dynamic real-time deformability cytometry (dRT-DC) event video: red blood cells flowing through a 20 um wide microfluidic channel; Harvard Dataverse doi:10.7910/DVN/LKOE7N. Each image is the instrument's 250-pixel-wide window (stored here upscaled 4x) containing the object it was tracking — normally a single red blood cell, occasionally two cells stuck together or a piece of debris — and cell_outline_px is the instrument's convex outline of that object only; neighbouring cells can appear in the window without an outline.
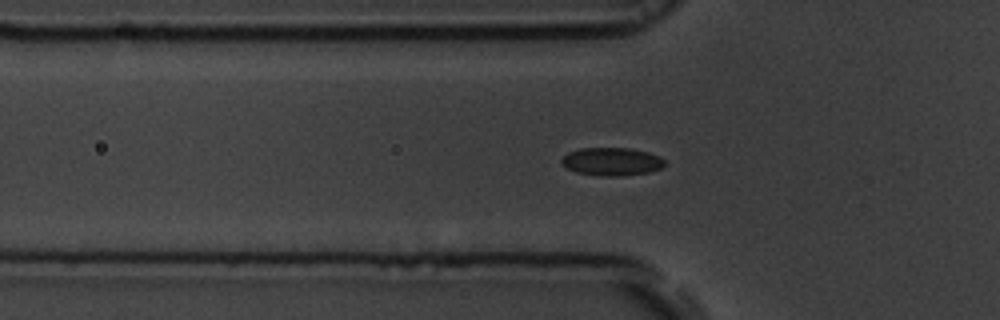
{"species": "common noctule bat (a hibernating species)", "species_latin": "Nyctalus noctula", "temperature_condition": "room temperature", "stored_images_in_passage": 46, "camera_frame_rate_fps": 3000, "um_per_image_px": 0.085, "animal": {"sex": "male", "body_mass_g": 19.5, "forearm_length_mm": 54.6}, "frame": {"image": 1, "passage_image": 8, "time_ms": 2.333, "image_size_px": [1000, 320], "cell_outline_px": [[664, 164], [660, 168], [648, 172], [624, 176], [600, 176], [576, 172], [568, 168], [560, 160], [568, 152], [580, 148], [632, 148], [648, 152], [664, 160]], "centroid_in_image_um": [51.98, 13.73], "position_along_channel_um": 73.8, "area_um2": 16.7}}
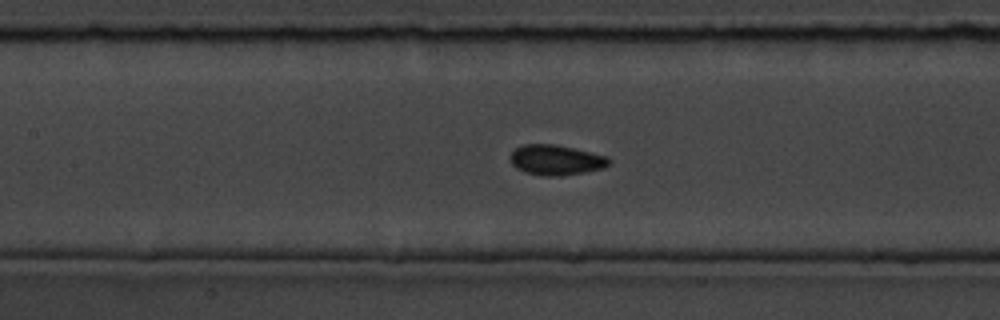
{"frame": {"image": 2, "passage_image": 15, "time_ms": 4.667, "image_size_px": [1000, 320], "cell_outline_px": [[612, 160], [604, 168], [584, 172], [560, 176], [540, 176], [524, 172], [516, 168], [512, 164], [512, 152], [516, 148], [524, 144], [552, 144], [572, 148], [608, 156]], "centroid_in_image_um": [47.27, 13.61], "position_along_channel_um": 160.1, "area_um2": 17.28}}
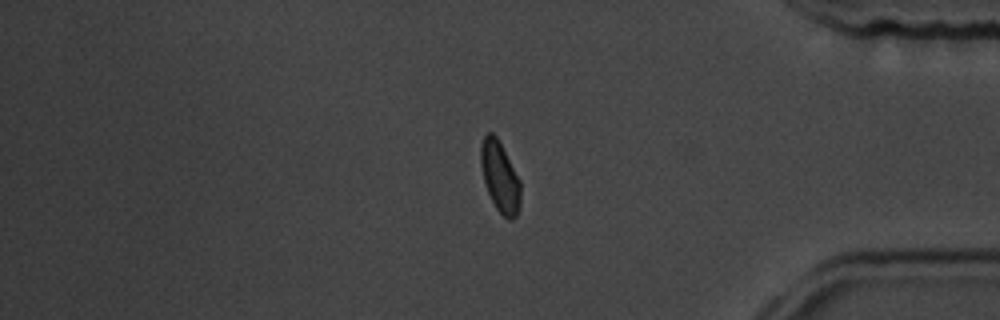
{"frame": {"image": 3, "passage_image": 36, "time_ms": 11.667, "image_size_px": [1000, 320], "cell_outline_px": [[520, 204], [516, 216], [512, 220], [508, 220], [496, 208], [488, 192], [484, 180], [480, 164], [480, 144], [484, 136], [488, 132], [492, 132], [496, 136], [520, 180]], "centroid_in_image_um": [42.48, 15.03], "position_along_channel_um": 392.7, "area_um2": 16.18}, "authors_computed_cell_mechanics": {"area_um2": 16.5308, "velocity_mm_per_s": 3.6852, "shape_relaxation_time_tau1_ms": 2.2606, "shape_relaxation_time_tau2_ms": 1.0786, "deformation_change_tau1": 0.0617, "deformation_change_tau2": 0.056}}